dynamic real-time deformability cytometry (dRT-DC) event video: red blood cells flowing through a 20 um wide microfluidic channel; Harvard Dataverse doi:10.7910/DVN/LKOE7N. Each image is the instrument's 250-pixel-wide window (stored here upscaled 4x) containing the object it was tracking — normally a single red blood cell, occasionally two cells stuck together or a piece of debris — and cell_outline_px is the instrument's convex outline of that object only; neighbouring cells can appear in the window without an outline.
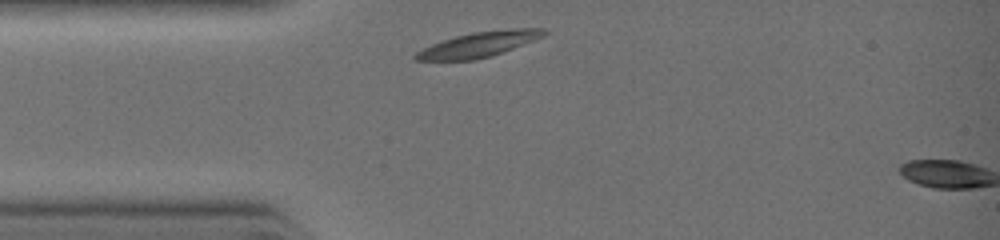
{"species": "common noctule bat (a hibernating species)", "species_latin": "Nyctalus noctula", "temperature_condition": "warm", "stored_images_in_passage": 2, "camera_frame_rate_fps": 3000, "um_per_image_px": 0.085, "animal": {"sex": "female", "body_mass_g": 19.0, "forearm_length_mm": 51.5}, "frame": {"image": 1, "passage_image": 1, "time_ms": 0.0, "image_size_px": [1000, 240], "cell_outline_px": [[548, 32], [532, 40], [492, 56], [472, 60], [412, 60], [412, 56], [416, 52], [432, 44], [456, 36], [472, 32], [512, 28], [540, 28]], "centroid_in_image_um": [40.63, 3.78], "position_along_channel_um": 44.4, "area_um2": 18.38}}